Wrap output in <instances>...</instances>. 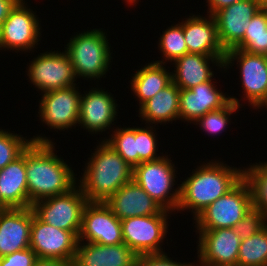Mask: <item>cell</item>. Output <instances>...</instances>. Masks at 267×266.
I'll return each mask as SVG.
<instances>
[{"mask_svg":"<svg viewBox=\"0 0 267 266\" xmlns=\"http://www.w3.org/2000/svg\"><path fill=\"white\" fill-rule=\"evenodd\" d=\"M170 213L163 209L156 215L121 220L124 243L137 256L164 253L161 246L168 232Z\"/></svg>","mask_w":267,"mask_h":266,"instance_id":"52a82bcc","label":"cell"},{"mask_svg":"<svg viewBox=\"0 0 267 266\" xmlns=\"http://www.w3.org/2000/svg\"><path fill=\"white\" fill-rule=\"evenodd\" d=\"M80 231L56 228L40 220L33 211L30 248L38 258L73 261Z\"/></svg>","mask_w":267,"mask_h":266,"instance_id":"7c38bea8","label":"cell"},{"mask_svg":"<svg viewBox=\"0 0 267 266\" xmlns=\"http://www.w3.org/2000/svg\"><path fill=\"white\" fill-rule=\"evenodd\" d=\"M32 207L7 208L0 213V257L30 247Z\"/></svg>","mask_w":267,"mask_h":266,"instance_id":"d6986e66","label":"cell"},{"mask_svg":"<svg viewBox=\"0 0 267 266\" xmlns=\"http://www.w3.org/2000/svg\"><path fill=\"white\" fill-rule=\"evenodd\" d=\"M88 160L82 170V177L78 179L80 182L77 183L88 202H105L123 185L133 180V167L104 139Z\"/></svg>","mask_w":267,"mask_h":266,"instance_id":"3957f363","label":"cell"},{"mask_svg":"<svg viewBox=\"0 0 267 266\" xmlns=\"http://www.w3.org/2000/svg\"><path fill=\"white\" fill-rule=\"evenodd\" d=\"M33 59L27 68V76L30 83L35 85L42 94L77 86L70 58L65 51H46Z\"/></svg>","mask_w":267,"mask_h":266,"instance_id":"30bf717a","label":"cell"},{"mask_svg":"<svg viewBox=\"0 0 267 266\" xmlns=\"http://www.w3.org/2000/svg\"><path fill=\"white\" fill-rule=\"evenodd\" d=\"M104 140L133 168L138 165L135 127H117Z\"/></svg>","mask_w":267,"mask_h":266,"instance_id":"d6a6232c","label":"cell"},{"mask_svg":"<svg viewBox=\"0 0 267 266\" xmlns=\"http://www.w3.org/2000/svg\"><path fill=\"white\" fill-rule=\"evenodd\" d=\"M252 206L251 187L243 178L228 193L202 210L193 223L197 230L233 228Z\"/></svg>","mask_w":267,"mask_h":266,"instance_id":"8992f818","label":"cell"},{"mask_svg":"<svg viewBox=\"0 0 267 266\" xmlns=\"http://www.w3.org/2000/svg\"><path fill=\"white\" fill-rule=\"evenodd\" d=\"M107 33L101 29L87 30L70 38L65 47L76 79L96 80L109 72L112 59Z\"/></svg>","mask_w":267,"mask_h":266,"instance_id":"277c9868","label":"cell"},{"mask_svg":"<svg viewBox=\"0 0 267 266\" xmlns=\"http://www.w3.org/2000/svg\"><path fill=\"white\" fill-rule=\"evenodd\" d=\"M0 50H1V32H0Z\"/></svg>","mask_w":267,"mask_h":266,"instance_id":"bcb514c9","label":"cell"},{"mask_svg":"<svg viewBox=\"0 0 267 266\" xmlns=\"http://www.w3.org/2000/svg\"><path fill=\"white\" fill-rule=\"evenodd\" d=\"M163 34L160 36L158 48L164 56L162 61L155 60L154 62L165 64L166 62L173 63L177 58L188 54L187 44L184 38V32L182 27V21L178 24H173L168 27ZM165 59V61H164Z\"/></svg>","mask_w":267,"mask_h":266,"instance_id":"f546056e","label":"cell"},{"mask_svg":"<svg viewBox=\"0 0 267 266\" xmlns=\"http://www.w3.org/2000/svg\"><path fill=\"white\" fill-rule=\"evenodd\" d=\"M104 90L93 87L88 92H84L85 94H81L77 126H81L92 134L110 129L111 125H114L112 122L118 116L116 99Z\"/></svg>","mask_w":267,"mask_h":266,"instance_id":"e0dca14e","label":"cell"},{"mask_svg":"<svg viewBox=\"0 0 267 266\" xmlns=\"http://www.w3.org/2000/svg\"><path fill=\"white\" fill-rule=\"evenodd\" d=\"M31 142H52V140L41 135L26 139L22 135L0 128V170L19 157Z\"/></svg>","mask_w":267,"mask_h":266,"instance_id":"f1b7e54d","label":"cell"},{"mask_svg":"<svg viewBox=\"0 0 267 266\" xmlns=\"http://www.w3.org/2000/svg\"><path fill=\"white\" fill-rule=\"evenodd\" d=\"M81 92L72 87L49 91L39 101V117L50 129L68 130L76 128L79 121Z\"/></svg>","mask_w":267,"mask_h":266,"instance_id":"5bb4252c","label":"cell"},{"mask_svg":"<svg viewBox=\"0 0 267 266\" xmlns=\"http://www.w3.org/2000/svg\"><path fill=\"white\" fill-rule=\"evenodd\" d=\"M6 208L4 205L0 202V213H2Z\"/></svg>","mask_w":267,"mask_h":266,"instance_id":"7bdbcfd3","label":"cell"},{"mask_svg":"<svg viewBox=\"0 0 267 266\" xmlns=\"http://www.w3.org/2000/svg\"><path fill=\"white\" fill-rule=\"evenodd\" d=\"M179 98L180 88L172 81L139 106L140 119L146 121V126L179 120Z\"/></svg>","mask_w":267,"mask_h":266,"instance_id":"d4e9b609","label":"cell"},{"mask_svg":"<svg viewBox=\"0 0 267 266\" xmlns=\"http://www.w3.org/2000/svg\"><path fill=\"white\" fill-rule=\"evenodd\" d=\"M198 259L209 266H238L240 236L233 228L196 230Z\"/></svg>","mask_w":267,"mask_h":266,"instance_id":"9a60e30c","label":"cell"},{"mask_svg":"<svg viewBox=\"0 0 267 266\" xmlns=\"http://www.w3.org/2000/svg\"><path fill=\"white\" fill-rule=\"evenodd\" d=\"M169 71L165 64L153 61L133 74L130 87L140 106L172 82V72Z\"/></svg>","mask_w":267,"mask_h":266,"instance_id":"484cf974","label":"cell"},{"mask_svg":"<svg viewBox=\"0 0 267 266\" xmlns=\"http://www.w3.org/2000/svg\"><path fill=\"white\" fill-rule=\"evenodd\" d=\"M263 107H264V108H265V107L267 108V101L261 106V109H262Z\"/></svg>","mask_w":267,"mask_h":266,"instance_id":"f6af8a7d","label":"cell"},{"mask_svg":"<svg viewBox=\"0 0 267 266\" xmlns=\"http://www.w3.org/2000/svg\"><path fill=\"white\" fill-rule=\"evenodd\" d=\"M264 54L267 50V10H259L250 21L242 41L234 48Z\"/></svg>","mask_w":267,"mask_h":266,"instance_id":"4316f807","label":"cell"},{"mask_svg":"<svg viewBox=\"0 0 267 266\" xmlns=\"http://www.w3.org/2000/svg\"><path fill=\"white\" fill-rule=\"evenodd\" d=\"M189 16L182 22L188 53L225 57L217 33V24L212 15Z\"/></svg>","mask_w":267,"mask_h":266,"instance_id":"ffe728a7","label":"cell"},{"mask_svg":"<svg viewBox=\"0 0 267 266\" xmlns=\"http://www.w3.org/2000/svg\"><path fill=\"white\" fill-rule=\"evenodd\" d=\"M20 0H0V26L8 18L10 11Z\"/></svg>","mask_w":267,"mask_h":266,"instance_id":"f35d334b","label":"cell"},{"mask_svg":"<svg viewBox=\"0 0 267 266\" xmlns=\"http://www.w3.org/2000/svg\"><path fill=\"white\" fill-rule=\"evenodd\" d=\"M25 0H20L10 11L8 18L0 26L1 49L15 52H32L42 35L36 12L28 8ZM40 26V27H39ZM20 50V51H19Z\"/></svg>","mask_w":267,"mask_h":266,"instance_id":"8fae6325","label":"cell"},{"mask_svg":"<svg viewBox=\"0 0 267 266\" xmlns=\"http://www.w3.org/2000/svg\"><path fill=\"white\" fill-rule=\"evenodd\" d=\"M242 106L240 100L235 97H231L230 101L222 108L209 111L202 117L198 118L194 125H199L203 132H207L208 135L216 136V134L224 132L227 126L230 124V116Z\"/></svg>","mask_w":267,"mask_h":266,"instance_id":"4dcf8cb0","label":"cell"},{"mask_svg":"<svg viewBox=\"0 0 267 266\" xmlns=\"http://www.w3.org/2000/svg\"><path fill=\"white\" fill-rule=\"evenodd\" d=\"M0 202L6 209L28 207L25 150L0 170Z\"/></svg>","mask_w":267,"mask_h":266,"instance_id":"cb8c5ba5","label":"cell"},{"mask_svg":"<svg viewBox=\"0 0 267 266\" xmlns=\"http://www.w3.org/2000/svg\"><path fill=\"white\" fill-rule=\"evenodd\" d=\"M190 177L181 182L179 211L191 210L195 218L202 210L233 189L243 178L244 169L211 160L197 166Z\"/></svg>","mask_w":267,"mask_h":266,"instance_id":"7a4b0ae2","label":"cell"},{"mask_svg":"<svg viewBox=\"0 0 267 266\" xmlns=\"http://www.w3.org/2000/svg\"><path fill=\"white\" fill-rule=\"evenodd\" d=\"M88 200L77 184L70 191L36 201L35 215L45 223L67 231H80L82 214Z\"/></svg>","mask_w":267,"mask_h":266,"instance_id":"ba28073f","label":"cell"},{"mask_svg":"<svg viewBox=\"0 0 267 266\" xmlns=\"http://www.w3.org/2000/svg\"><path fill=\"white\" fill-rule=\"evenodd\" d=\"M145 127V128H144ZM135 128V140L138 153V165L142 162L153 161L159 159L160 155H157L158 146L156 140V130L154 126H144ZM154 128V129H153ZM155 131V133H154Z\"/></svg>","mask_w":267,"mask_h":266,"instance_id":"836d02e7","label":"cell"},{"mask_svg":"<svg viewBox=\"0 0 267 266\" xmlns=\"http://www.w3.org/2000/svg\"><path fill=\"white\" fill-rule=\"evenodd\" d=\"M259 10H261L259 0H244L227 6L213 15L217 24L218 39L225 52L234 49L242 41L248 21Z\"/></svg>","mask_w":267,"mask_h":266,"instance_id":"2e32d148","label":"cell"},{"mask_svg":"<svg viewBox=\"0 0 267 266\" xmlns=\"http://www.w3.org/2000/svg\"><path fill=\"white\" fill-rule=\"evenodd\" d=\"M214 84L211 79L191 89H180L179 120L194 123L209 111L220 109L230 101L231 97L217 90Z\"/></svg>","mask_w":267,"mask_h":266,"instance_id":"ac0fdd59","label":"cell"},{"mask_svg":"<svg viewBox=\"0 0 267 266\" xmlns=\"http://www.w3.org/2000/svg\"><path fill=\"white\" fill-rule=\"evenodd\" d=\"M171 162L168 155L142 162L133 168V180L164 210L176 212L180 200V186L173 189L177 171L175 164Z\"/></svg>","mask_w":267,"mask_h":266,"instance_id":"5b68a950","label":"cell"},{"mask_svg":"<svg viewBox=\"0 0 267 266\" xmlns=\"http://www.w3.org/2000/svg\"><path fill=\"white\" fill-rule=\"evenodd\" d=\"M234 61L240 69V80L244 92L243 99L254 109H260L267 101V57L264 54L249 53L231 49L225 53L224 71L232 67ZM232 64V65H231Z\"/></svg>","mask_w":267,"mask_h":266,"instance_id":"9c48e42d","label":"cell"},{"mask_svg":"<svg viewBox=\"0 0 267 266\" xmlns=\"http://www.w3.org/2000/svg\"><path fill=\"white\" fill-rule=\"evenodd\" d=\"M224 58L195 53L185 54L172 63L176 67V70L172 71V81L180 89H191L210 81L214 77L210 64L224 69Z\"/></svg>","mask_w":267,"mask_h":266,"instance_id":"603a6c76","label":"cell"},{"mask_svg":"<svg viewBox=\"0 0 267 266\" xmlns=\"http://www.w3.org/2000/svg\"><path fill=\"white\" fill-rule=\"evenodd\" d=\"M54 145L53 142H31L25 149L28 207L76 186L74 171L54 153Z\"/></svg>","mask_w":267,"mask_h":266,"instance_id":"6da1fadb","label":"cell"},{"mask_svg":"<svg viewBox=\"0 0 267 266\" xmlns=\"http://www.w3.org/2000/svg\"><path fill=\"white\" fill-rule=\"evenodd\" d=\"M199 264H197V263H192V266H209V265H204V264H202V263H200V262H198ZM196 264V265H195Z\"/></svg>","mask_w":267,"mask_h":266,"instance_id":"ee69618b","label":"cell"},{"mask_svg":"<svg viewBox=\"0 0 267 266\" xmlns=\"http://www.w3.org/2000/svg\"><path fill=\"white\" fill-rule=\"evenodd\" d=\"M244 178L251 187L253 206L267 217V162L244 168Z\"/></svg>","mask_w":267,"mask_h":266,"instance_id":"1f68e13d","label":"cell"},{"mask_svg":"<svg viewBox=\"0 0 267 266\" xmlns=\"http://www.w3.org/2000/svg\"><path fill=\"white\" fill-rule=\"evenodd\" d=\"M34 266H74V262L60 259L38 258Z\"/></svg>","mask_w":267,"mask_h":266,"instance_id":"ab89813d","label":"cell"},{"mask_svg":"<svg viewBox=\"0 0 267 266\" xmlns=\"http://www.w3.org/2000/svg\"><path fill=\"white\" fill-rule=\"evenodd\" d=\"M137 255L125 244L78 242L74 266H135Z\"/></svg>","mask_w":267,"mask_h":266,"instance_id":"7402d4cb","label":"cell"},{"mask_svg":"<svg viewBox=\"0 0 267 266\" xmlns=\"http://www.w3.org/2000/svg\"><path fill=\"white\" fill-rule=\"evenodd\" d=\"M135 266H192V263L173 261L164 251V253L137 256Z\"/></svg>","mask_w":267,"mask_h":266,"instance_id":"8d00e7d4","label":"cell"},{"mask_svg":"<svg viewBox=\"0 0 267 266\" xmlns=\"http://www.w3.org/2000/svg\"><path fill=\"white\" fill-rule=\"evenodd\" d=\"M261 9L267 10V0H259Z\"/></svg>","mask_w":267,"mask_h":266,"instance_id":"60d3db41","label":"cell"},{"mask_svg":"<svg viewBox=\"0 0 267 266\" xmlns=\"http://www.w3.org/2000/svg\"><path fill=\"white\" fill-rule=\"evenodd\" d=\"M124 1H125V0H124ZM137 1H138V0H126V2H128V3H126V4H129V5H136Z\"/></svg>","mask_w":267,"mask_h":266,"instance_id":"b9f144b4","label":"cell"},{"mask_svg":"<svg viewBox=\"0 0 267 266\" xmlns=\"http://www.w3.org/2000/svg\"><path fill=\"white\" fill-rule=\"evenodd\" d=\"M38 257L29 247L0 257V266H34Z\"/></svg>","mask_w":267,"mask_h":266,"instance_id":"d590c367","label":"cell"},{"mask_svg":"<svg viewBox=\"0 0 267 266\" xmlns=\"http://www.w3.org/2000/svg\"><path fill=\"white\" fill-rule=\"evenodd\" d=\"M238 266H267V224L252 237L241 240Z\"/></svg>","mask_w":267,"mask_h":266,"instance_id":"83f0119b","label":"cell"},{"mask_svg":"<svg viewBox=\"0 0 267 266\" xmlns=\"http://www.w3.org/2000/svg\"><path fill=\"white\" fill-rule=\"evenodd\" d=\"M241 1H244V0H207L206 3H208L207 7H208V10H207V15L209 13V15H214L217 11L227 7V6H230L236 2H241Z\"/></svg>","mask_w":267,"mask_h":266,"instance_id":"74e56055","label":"cell"},{"mask_svg":"<svg viewBox=\"0 0 267 266\" xmlns=\"http://www.w3.org/2000/svg\"><path fill=\"white\" fill-rule=\"evenodd\" d=\"M266 221L267 217L258 208L252 206L233 229L243 240L261 230L267 224Z\"/></svg>","mask_w":267,"mask_h":266,"instance_id":"e575fe53","label":"cell"},{"mask_svg":"<svg viewBox=\"0 0 267 266\" xmlns=\"http://www.w3.org/2000/svg\"><path fill=\"white\" fill-rule=\"evenodd\" d=\"M105 203L119 220L156 215L163 210L134 180L123 185Z\"/></svg>","mask_w":267,"mask_h":266,"instance_id":"44dd1931","label":"cell"},{"mask_svg":"<svg viewBox=\"0 0 267 266\" xmlns=\"http://www.w3.org/2000/svg\"><path fill=\"white\" fill-rule=\"evenodd\" d=\"M117 245L124 243L122 225L105 202H88L83 210L78 242Z\"/></svg>","mask_w":267,"mask_h":266,"instance_id":"4fadbf2b","label":"cell"}]
</instances>
